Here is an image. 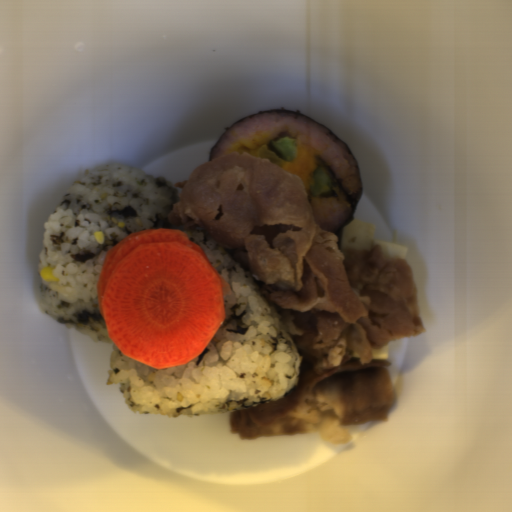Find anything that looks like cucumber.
<instances>
[{
	"instance_id": "1",
	"label": "cucumber",
	"mask_w": 512,
	"mask_h": 512,
	"mask_svg": "<svg viewBox=\"0 0 512 512\" xmlns=\"http://www.w3.org/2000/svg\"><path fill=\"white\" fill-rule=\"evenodd\" d=\"M333 189L331 176L323 167H317L314 169L311 180L309 191L312 196L325 195Z\"/></svg>"
},
{
	"instance_id": "2",
	"label": "cucumber",
	"mask_w": 512,
	"mask_h": 512,
	"mask_svg": "<svg viewBox=\"0 0 512 512\" xmlns=\"http://www.w3.org/2000/svg\"><path fill=\"white\" fill-rule=\"evenodd\" d=\"M267 147L283 161L294 160L297 156L295 140L287 137L274 140Z\"/></svg>"
}]
</instances>
